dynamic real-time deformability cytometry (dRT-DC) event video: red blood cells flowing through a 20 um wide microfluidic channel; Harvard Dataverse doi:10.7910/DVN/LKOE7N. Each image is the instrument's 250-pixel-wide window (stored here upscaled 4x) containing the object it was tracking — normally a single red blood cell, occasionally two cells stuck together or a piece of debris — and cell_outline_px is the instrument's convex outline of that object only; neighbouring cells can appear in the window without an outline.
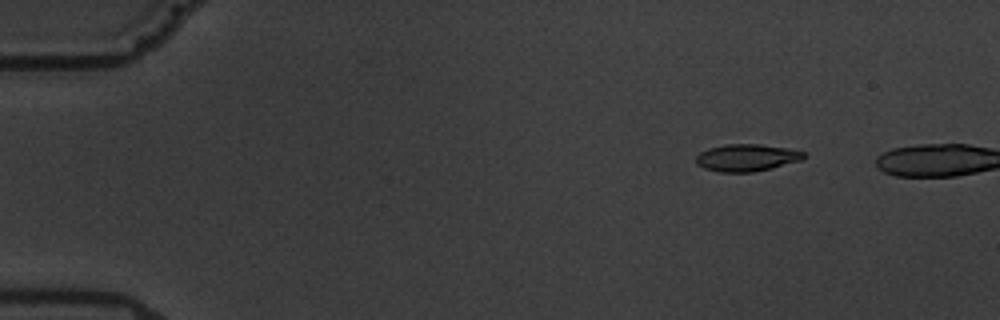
{"species": "common noctule bat (a hibernating species)", "species_latin": "Nyctalus noctula", "temperature_condition": "warm", "stored_images_in_passage": 7, "camera_frame_rate_fps": 3000, "um_per_image_px": 0.085, "animal": {"sex": "male", "body_mass_g": 19.5, "forearm_length_mm": 54.6}, "frame": {"image": 1, "passage_image": 3, "time_ms": 2.333, "image_size_px": [1000, 320], "cell_outline_px": [[808, 156], [800, 160], [772, 168], [752, 172], [720, 172], [704, 168], [696, 164], [696, 156], [700, 152], [708, 148], [724, 144], [760, 144], [788, 148], [804, 152]], "centroid_in_image_um": [63.46, 13.39], "position_along_channel_um": 21.5, "area_um2": 17.11}}